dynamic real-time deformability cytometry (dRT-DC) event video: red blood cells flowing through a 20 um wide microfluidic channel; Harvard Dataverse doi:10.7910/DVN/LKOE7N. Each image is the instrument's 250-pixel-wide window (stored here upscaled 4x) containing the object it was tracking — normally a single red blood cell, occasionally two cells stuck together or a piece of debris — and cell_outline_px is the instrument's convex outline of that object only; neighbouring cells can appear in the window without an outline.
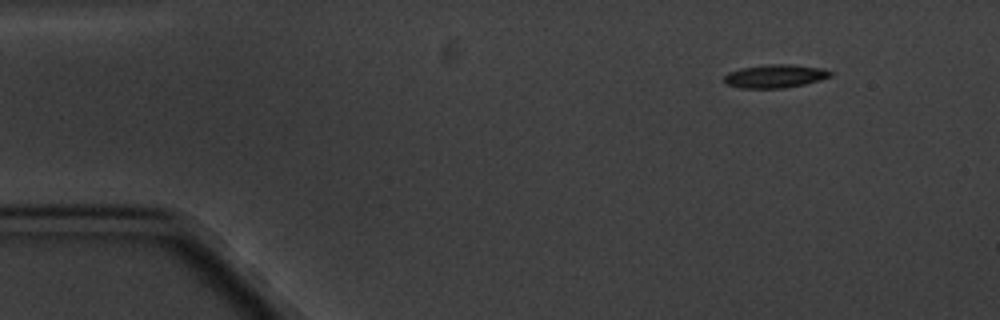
{"species": "common noctule bat (a hibernating species)", "species_latin": "Nyctalus noctula", "temperature_condition": "cold", "stored_images_in_passage": 3, "camera_frame_rate_fps": 3000, "um_per_image_px": 0.085, "animal": {"sex": "male", "body_mass_g": 20.1, "forearm_length_mm": 53.5}, "frame": {"image": 1, "passage_image": 1, "time_ms": 0.0, "image_size_px": [1000, 320], "cell_outline_px": [[832, 76], [820, 80], [804, 84], [784, 88], [740, 88], [728, 84], [724, 80], [724, 76], [728, 72], [740, 68], [768, 64], [792, 64], [824, 68], [832, 72]], "centroid_in_image_um": [65.9, 6.46], "position_along_channel_um": 19.1, "area_um2": 14.51}}